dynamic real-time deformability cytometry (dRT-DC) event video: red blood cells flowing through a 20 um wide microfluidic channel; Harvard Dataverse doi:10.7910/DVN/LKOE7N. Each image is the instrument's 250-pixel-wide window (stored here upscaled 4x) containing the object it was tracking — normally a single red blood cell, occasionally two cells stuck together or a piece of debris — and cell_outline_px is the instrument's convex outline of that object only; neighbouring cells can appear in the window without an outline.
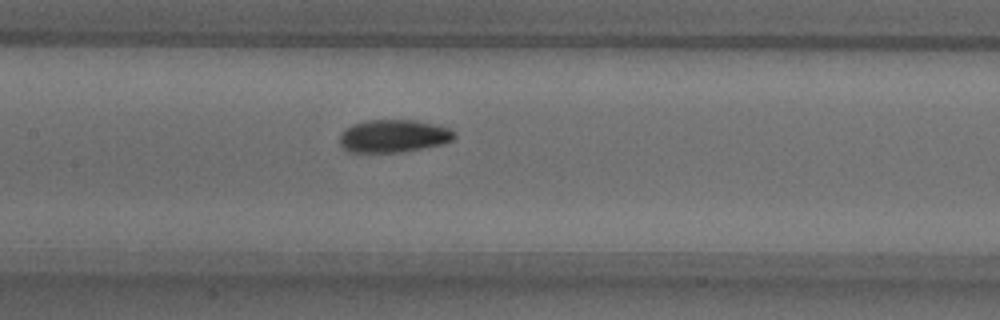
{"species": "common noctule bat (a hibernating species)", "species_latin": "Nyctalus noctula", "temperature_condition": "warm", "stored_images_in_passage": 39, "camera_frame_rate_fps": 3000, "um_per_image_px": 0.085, "animal": {"sex": "male", "body_mass_g": 18.8}, "frame": {"image": 1, "passage_image": 11, "time_ms": 3.333, "image_size_px": [1000, 320], "cell_outline_px": [[456, 136], [452, 140], [444, 144], [400, 152], [348, 152], [340, 144], [340, 132], [352, 124], [364, 120], [416, 120], [436, 124], [452, 128], [456, 132]], "centroid_in_image_um": [33.48, 11.55], "position_along_channel_um": 173.9, "area_um2": 22.2}}
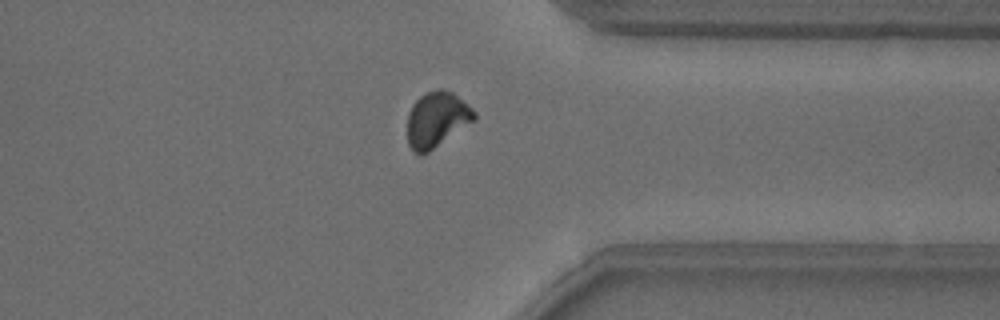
{"frame": {"image": 2, "passage_image": 27, "time_ms": 8.667, "image_size_px": [1000, 320], "cell_outline_px": [[476, 120], [428, 152], [420, 156], [408, 144], [408, 112], [412, 104], [420, 96], [428, 92], [440, 88], [444, 88], [452, 92], [468, 104], [476, 112]], "centroid_in_image_um": [37.14, 10.14], "position_along_channel_um": 374.3, "area_um2": 21.62}}
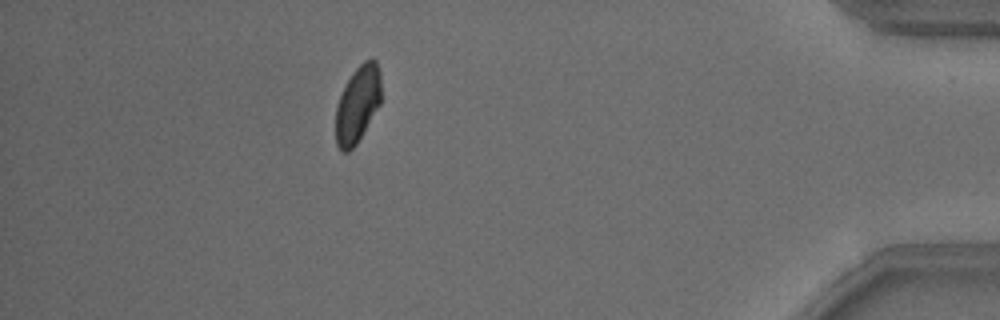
{"frame": {"image": 3, "passage_image": 33, "time_ms": 10.667, "image_size_px": [1000, 320], "cell_outline_px": [[380, 104], [356, 144], [348, 152], [344, 152], [336, 144], [336, 108], [340, 96], [352, 72], [364, 60], [372, 56], [376, 60], [380, 72]], "centroid_in_image_um": [30.41, 8.82], "position_along_channel_um": 404.8, "area_um2": 20.11}, "authors_computed_cell_mechanics": {"area_um2": 21.2704, "velocity_mm_per_s": 3.8673, "shape_relaxation_time_tau1_ms": 5.3285, "shape_relaxation_time_tau2_ms": 3.9381, "deformation_change_tau1": 0.118, "deformation_change_tau2": 0.0825}}